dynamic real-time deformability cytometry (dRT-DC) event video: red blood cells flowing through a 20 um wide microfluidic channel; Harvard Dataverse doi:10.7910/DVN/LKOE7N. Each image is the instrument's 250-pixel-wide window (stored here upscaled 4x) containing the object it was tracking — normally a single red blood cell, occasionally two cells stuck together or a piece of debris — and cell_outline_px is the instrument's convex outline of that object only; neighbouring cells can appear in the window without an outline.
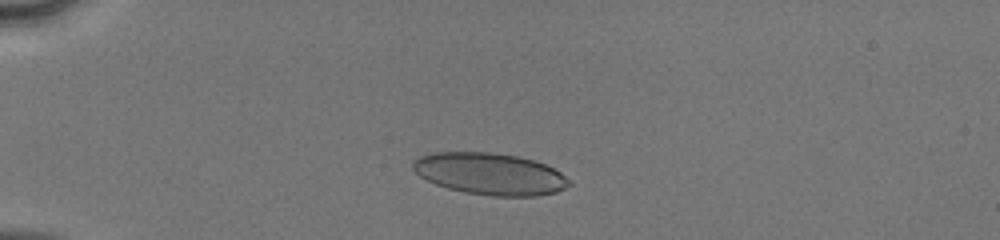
{"species": "human", "species_latin": "Homo sapiens", "temperature_condition": "cold", "stored_images_in_passage": 46, "camera_frame_rate_fps": 3000, "um_per_image_px": 0.085, "donor": {"sex": "male"}, "frame": {"image": 1, "passage_image": 9, "time_ms": 2.667, "image_size_px": [1000, 240], "cell_outline_px": [[572, 184], [556, 192], [536, 196], [492, 196], [464, 192], [448, 188], [436, 184], [420, 176], [412, 168], [412, 160], [420, 156], [436, 152], [488, 152], [516, 156], [532, 160], [544, 164], [560, 172]], "centroid_in_image_um": [41.62, 14.78], "position_along_channel_um": 43.4, "area_um2": 37.8}}
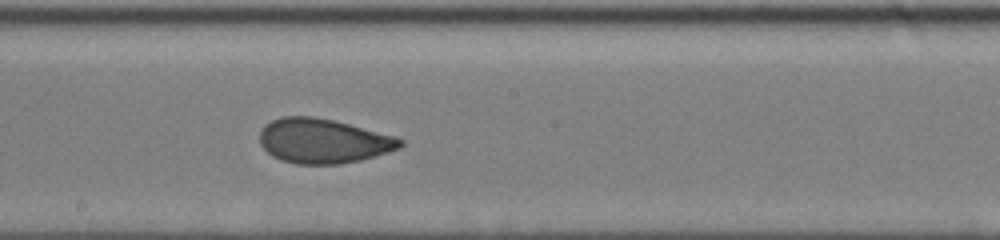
{"frame": {"image": 2, "passage_image": 25, "time_ms": 8.0, "image_size_px": [1000, 240], "cell_outline_px": [[404, 144], [400, 148], [388, 152], [360, 160], [336, 164], [296, 164], [280, 160], [272, 156], [260, 144], [260, 132], [264, 124], [272, 120], [284, 116], [312, 116], [332, 120], [396, 136], [404, 140]], "centroid_in_image_um": [27.46, 11.98], "position_along_channel_um": 220.7, "area_um2": 36.47}}
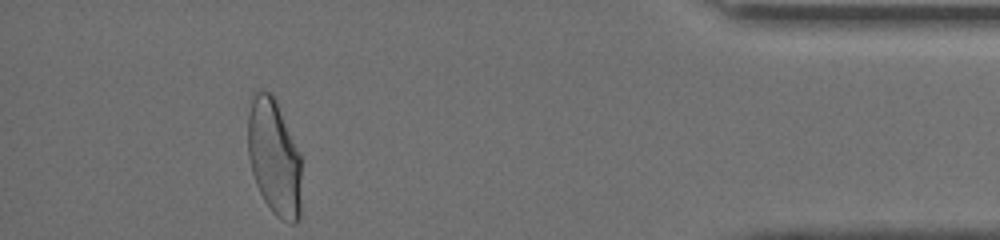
{"frame": {"image": 3, "passage_image": 42, "time_ms": 13.667, "image_size_px": [1000, 240], "cell_outline_px": [[300, 216], [296, 224], [288, 224], [280, 220], [272, 212], [264, 200], [256, 184], [252, 172], [248, 156], [248, 112], [252, 100], [256, 92], [272, 92], [276, 100], [300, 152]], "centroid_in_image_um": [23.31, 13.42], "position_along_channel_um": 411.9, "area_um2": 36.41}, "authors_computed_cell_mechanics": {"area_um2": 37.1365, "velocity_mm_per_s": 4.1394, "shape_relaxation_time_tau1_ms": 4.6364, "shape_relaxation_time_tau2_ms": 0.9743, "deformation_change_tau1": 0.1466, "deformation_change_tau2": 0.0659}}